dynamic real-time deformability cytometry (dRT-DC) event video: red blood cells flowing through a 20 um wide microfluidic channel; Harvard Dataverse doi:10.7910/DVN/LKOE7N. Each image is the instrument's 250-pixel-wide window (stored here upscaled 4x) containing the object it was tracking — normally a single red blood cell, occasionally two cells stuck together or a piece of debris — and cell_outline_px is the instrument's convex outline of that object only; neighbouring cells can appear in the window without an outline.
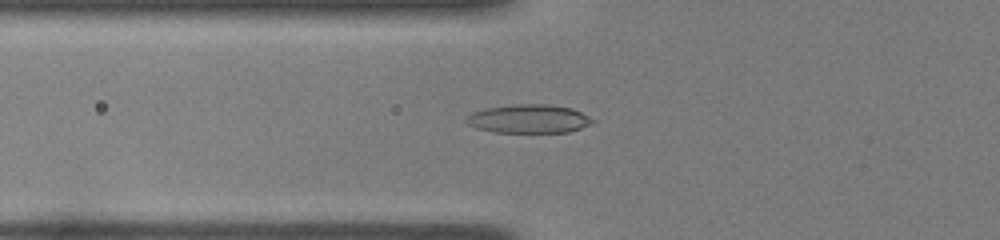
{"species": "common noctule bat (a hibernating species)", "species_latin": "Nyctalus noctula", "temperature_condition": "room temperature", "stored_images_in_passage": 41, "camera_frame_rate_fps": 3000, "um_per_image_px": 0.085, "animal": {"sex": "female", "body_mass_g": 22.0, "forearm_length_mm": 56.7}, "frame": {"image": 1, "passage_image": 10, "time_ms": 3.0, "image_size_px": [1000, 240], "cell_outline_px": [[596, 120], [580, 128], [568, 132], [492, 132], [476, 128], [468, 124], [464, 120], [472, 112], [484, 108], [512, 104], [548, 104], [572, 108]], "centroid_in_image_um": [44.9, 10.09], "position_along_channel_um": 80.9, "area_um2": 21.04}}
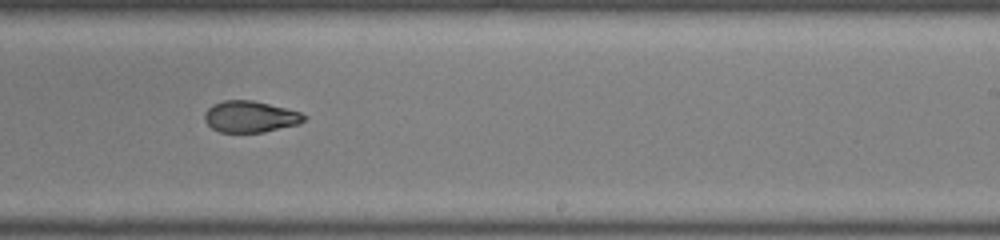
{"frame": {"image": 2, "passage_image": 24, "time_ms": 7.667, "image_size_px": [1000, 240], "cell_outline_px": [[308, 116], [300, 124], [264, 132], [220, 132], [212, 128], [204, 120], [204, 112], [212, 104], [224, 100], [252, 100], [300, 112]], "centroid_in_image_um": [21.26, 9.92], "position_along_channel_um": 267.7, "area_um2": 18.21}}
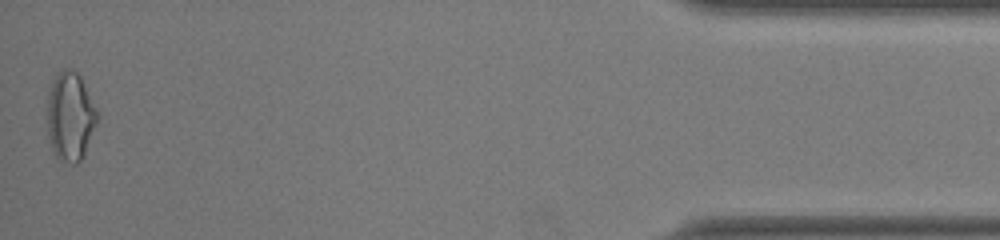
{"frame": {"image": 3, "passage_image": 41, "time_ms": 13.333, "image_size_px": [1000, 240], "cell_outline_px": [[100, 116], [84, 156], [76, 164], [72, 164], [60, 160], [52, 152], [48, 136], [48, 92], [52, 80], [64, 68], [72, 68], [80, 76]], "centroid_in_image_um": [5.98, 9.92], "position_along_channel_um": 429.2, "area_um2": 26.07}, "authors_computed_cell_mechanics": {"area_um2": 19.5364, "velocity_mm_per_s": 4.0074, "shape_relaxation_time_tau1_ms": null, "shape_relaxation_time_tau2_ms": 1.7668, "deformation_change_tau1": null, "deformation_change_tau2": 0.0695}}